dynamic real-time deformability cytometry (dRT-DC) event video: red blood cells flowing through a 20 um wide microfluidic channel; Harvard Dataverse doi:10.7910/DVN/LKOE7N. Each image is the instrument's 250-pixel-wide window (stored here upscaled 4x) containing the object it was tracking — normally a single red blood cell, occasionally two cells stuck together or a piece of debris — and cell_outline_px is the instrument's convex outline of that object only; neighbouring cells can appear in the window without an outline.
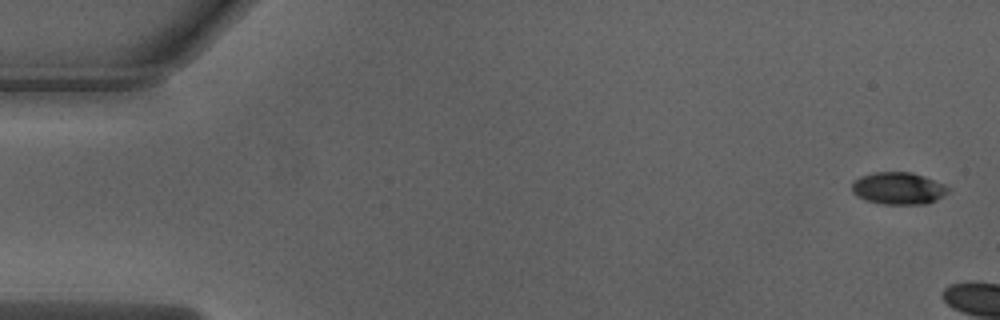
{"species": "Egyptian fruit bat (a non-hibernating species)", "species_latin": "Rousettus aegyptiacus", "temperature_condition": "warm", "stored_images_in_passage": 5, "camera_frame_rate_fps": 3000, "um_per_image_px": 0.085, "animal": {"sex": "male"}, "frame": {"image": 1, "passage_image": 1, "time_ms": 0.0, "image_size_px": [1000, 320], "cell_outline_px": [[952, 188], [948, 192], [936, 200], [928, 204], [884, 204], [864, 200], [856, 196], [852, 192], [852, 180], [860, 176], [872, 172], [912, 172], [924, 176], [944, 184]], "centroid_in_image_um": [76.34, 16.0], "position_along_channel_um": 8.7, "area_um2": 18.32}}